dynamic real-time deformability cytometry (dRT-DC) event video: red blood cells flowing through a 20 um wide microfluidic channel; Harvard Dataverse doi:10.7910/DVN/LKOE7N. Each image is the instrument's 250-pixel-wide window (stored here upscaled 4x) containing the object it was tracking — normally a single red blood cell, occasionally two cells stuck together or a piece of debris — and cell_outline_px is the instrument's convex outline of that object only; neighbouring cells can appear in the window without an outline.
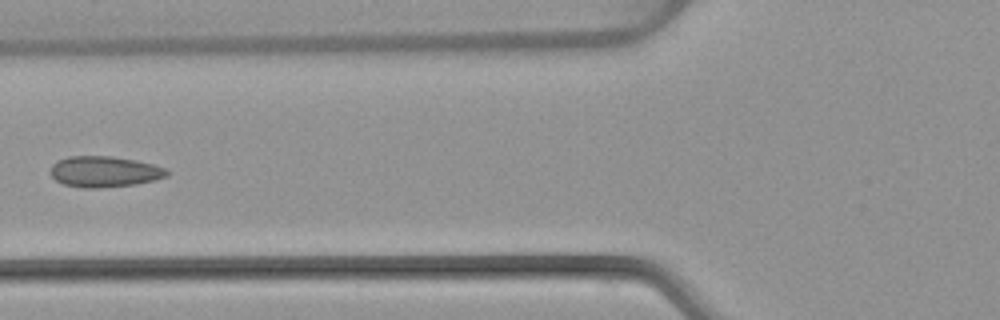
{"species": "common noctule bat (a hibernating species)", "species_latin": "Nyctalus noctula", "temperature_condition": "warm", "stored_images_in_passage": 5, "camera_frame_rate_fps": 3000, "um_per_image_px": 0.085, "animal": {"sex": "female", "body_mass_g": 22.7, "forearm_length_mm": 54.2}, "frame": {"image": 1, "passage_image": 5, "time_ms": 6.333, "image_size_px": [1000, 320], "cell_outline_px": [[172, 172], [168, 176], [156, 180], [136, 184], [100, 188], [84, 188], [64, 184], [56, 180], [52, 176], [52, 164], [68, 156], [112, 156], [136, 160], [152, 164], [164, 168]], "centroid_in_image_um": [8.93, 14.59], "position_along_channel_um": 116.9, "area_um2": 20.98}}